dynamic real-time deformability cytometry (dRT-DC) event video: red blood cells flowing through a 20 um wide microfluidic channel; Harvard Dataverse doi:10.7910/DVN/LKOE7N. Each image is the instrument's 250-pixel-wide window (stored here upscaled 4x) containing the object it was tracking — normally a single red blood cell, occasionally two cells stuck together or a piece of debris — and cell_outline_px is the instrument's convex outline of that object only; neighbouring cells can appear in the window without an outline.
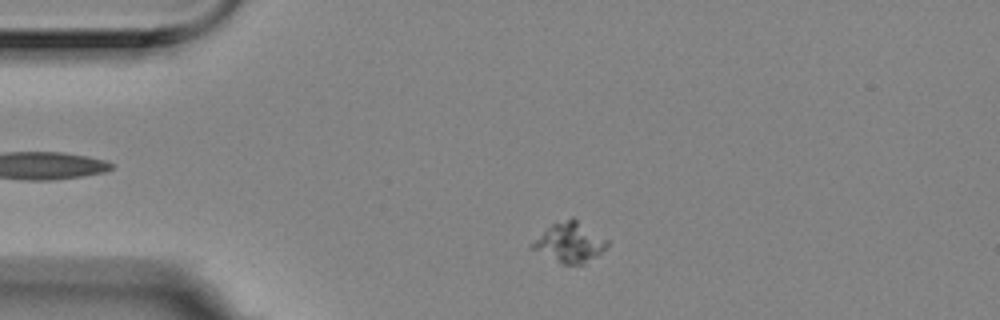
{"species": "Egyptian fruit bat (a non-hibernating species)", "species_latin": "Rousettus aegyptiacus", "temperature_condition": "room temperature", "stored_images_in_passage": 45, "camera_frame_rate_fps": 3000, "um_per_image_px": 0.085, "animal": {"sex": "female"}, "frame": {"image": 1, "passage_image": 5, "time_ms": 1.333, "image_size_px": [1000, 320], "cell_outline_px": [[608, 244], [596, 256], [584, 264], [564, 264], [532, 248], [528, 244], [552, 224], [572, 216], [608, 240]], "centroid_in_image_um": [48.42, 20.58], "position_along_channel_um": 36.6, "area_um2": 16.99}}
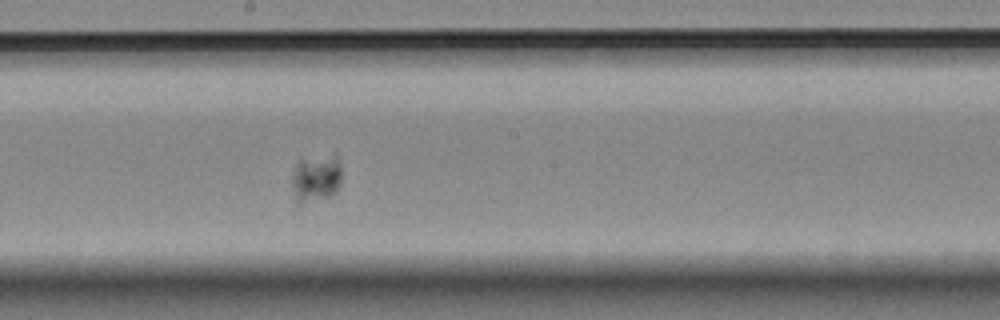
{"frame": {"image": 2, "passage_image": 24, "time_ms": 7.667, "image_size_px": [1000, 320], "cell_outline_px": [[340, 188], [336, 192], [328, 196], [300, 204], [296, 200], [292, 188], [292, 176], [296, 164], [300, 160], [336, 152], [340, 160]], "centroid_in_image_um": [26.89, 15.1], "position_along_channel_um": 221.3, "area_um2": 13.93}}
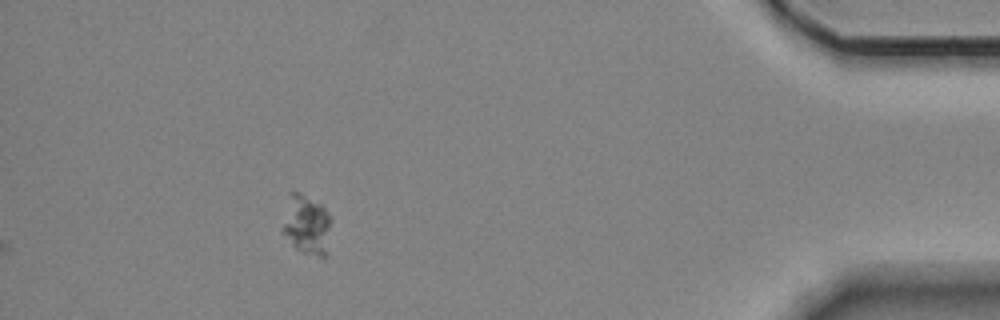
{"frame": {"image": 3, "passage_image": 45, "time_ms": 14.667, "image_size_px": [1000, 320], "cell_outline_px": [[332, 220], [328, 256], [320, 256], [304, 252], [296, 248], [292, 244], [284, 232], [284, 224], [288, 192], [300, 192], [320, 204], [328, 212]], "centroid_in_image_um": [26.14, 19.1], "position_along_channel_um": 409.1, "area_um2": 16.82}}